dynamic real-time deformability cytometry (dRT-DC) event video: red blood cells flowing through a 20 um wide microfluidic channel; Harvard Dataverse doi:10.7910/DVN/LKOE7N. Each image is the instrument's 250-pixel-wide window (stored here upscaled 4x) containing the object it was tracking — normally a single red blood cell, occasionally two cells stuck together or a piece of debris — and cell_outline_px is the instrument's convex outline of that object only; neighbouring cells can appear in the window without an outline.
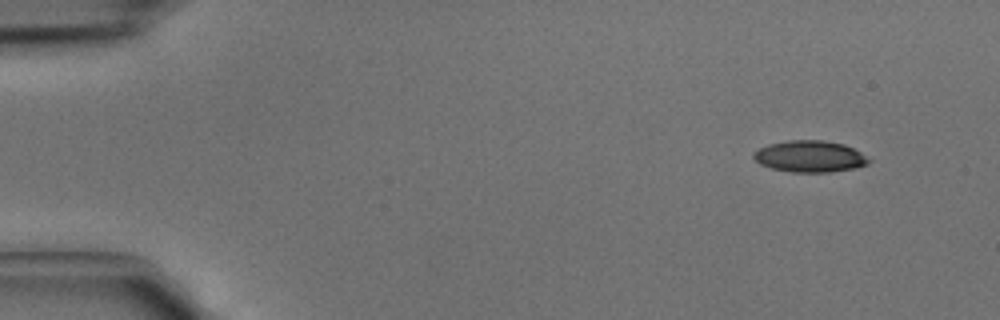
{"species": "common noctule bat (a hibernating species)", "species_latin": "Nyctalus noctula", "temperature_condition": "cold", "stored_images_in_passage": 3, "camera_frame_rate_fps": 3000, "um_per_image_px": 0.085, "animal": {"sex": "male", "body_mass_g": 15.6}, "frame": {"image": 1, "passage_image": 1, "time_ms": 0.0, "image_size_px": [1000, 320], "cell_outline_px": [[872, 160], [868, 164], [856, 168], [828, 172], [792, 172], [772, 168], [760, 164], [752, 156], [752, 152], [768, 144], [788, 140], [824, 140], [844, 144], [860, 152]], "centroid_in_image_um": [68.84, 13.29], "position_along_channel_um": 16.2, "area_um2": 21.21}}
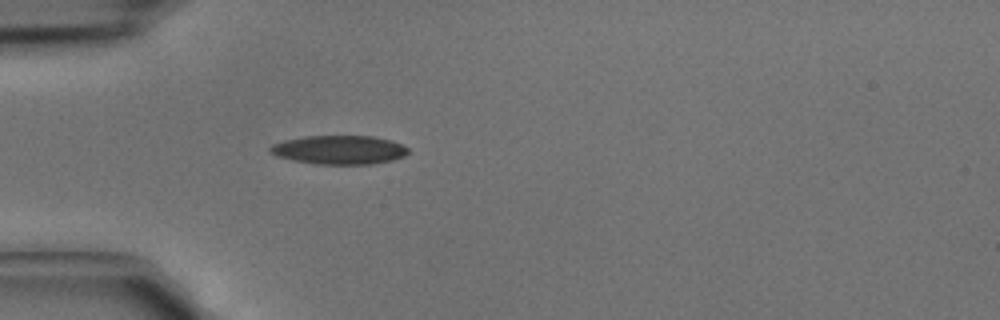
{"frame": {"image": 2, "passage_image": 3, "time_ms": 0.667, "image_size_px": [1000, 320], "cell_outline_px": [[408, 152], [404, 156], [392, 160], [372, 164], [316, 164], [292, 160], [276, 156], [268, 152], [268, 148], [272, 144], [284, 140], [304, 136], [372, 136], [392, 140], [408, 148]], "centroid_in_image_um": [28.79, 12.73], "position_along_channel_um": 56.2, "area_um2": 23.29}}